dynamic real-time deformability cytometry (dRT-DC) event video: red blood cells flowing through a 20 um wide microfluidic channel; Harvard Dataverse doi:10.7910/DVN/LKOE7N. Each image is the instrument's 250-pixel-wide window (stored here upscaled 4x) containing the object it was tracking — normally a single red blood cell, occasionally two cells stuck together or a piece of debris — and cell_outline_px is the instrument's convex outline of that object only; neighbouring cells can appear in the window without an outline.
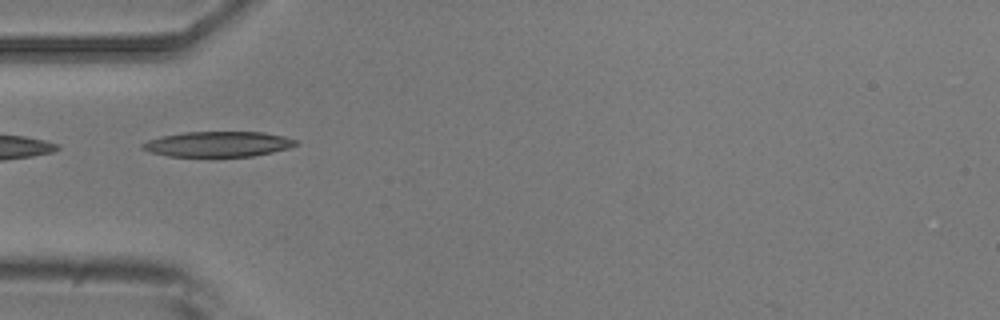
{"species": "common noctule bat (a hibernating species)", "species_latin": "Nyctalus noctula", "temperature_condition": "room temperature", "stored_images_in_passage": 15, "camera_frame_rate_fps": 3000, "um_per_image_px": 0.085, "animal": {"sex": "male", "body_mass_g": 20.5, "forearm_length_mm": 52.5}, "frame": {"image": 1, "passage_image": 5, "time_ms": 5.667, "image_size_px": [1000, 320], "cell_outline_px": [[300, 144], [288, 148], [272, 152], [252, 156], [168, 156], [148, 152], [140, 148], [140, 144], [148, 140], [160, 136], [184, 132], [264, 132], [284, 136], [296, 140]], "centroid_in_image_um": [18.5, 12.24], "position_along_channel_um": 66.5, "area_um2": 22.72}}
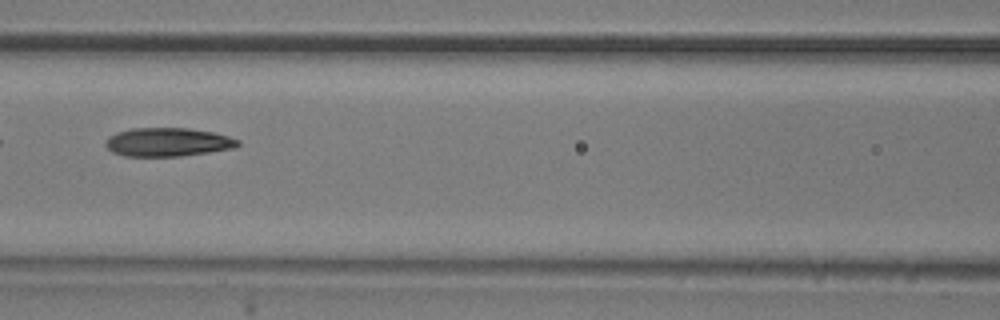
{"frame": {"image": 2, "passage_image": 7, "time_ms": 8.0, "image_size_px": [1000, 320], "cell_outline_px": [[240, 144], [236, 148], [180, 156], [124, 156], [112, 152], [104, 144], [108, 136], [116, 132], [132, 128], [188, 128], [212, 132], [228, 136], [240, 140]], "centroid_in_image_um": [14.25, 12.08], "position_along_channel_um": 152.3, "area_um2": 22.14}}
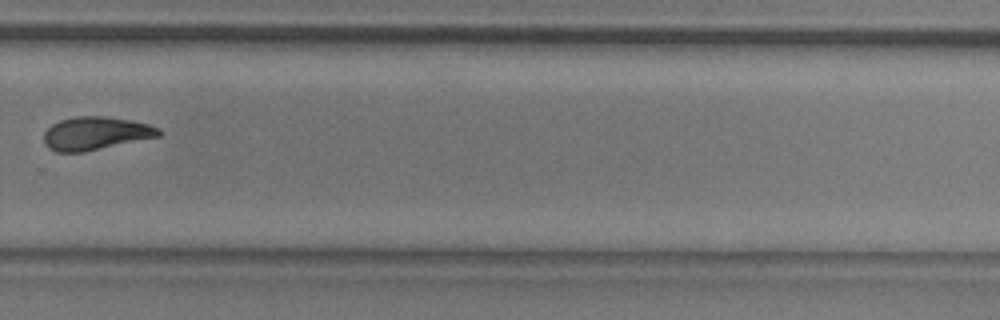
{"frame": {"image": 3, "passage_image": 11, "time_ms": 12.667, "image_size_px": [1000, 320], "cell_outline_px": [[164, 132], [160, 136], [84, 152], [56, 152], [48, 148], [44, 144], [44, 132], [52, 124], [60, 120], [76, 116], [104, 116], [132, 120], [148, 124], [160, 128]], "centroid_in_image_um": [8.14, 11.33], "position_along_channel_um": 321.7, "area_um2": 22.37}, "authors_computed_cell_mechanics": {"area_um2": 22.1374, "velocity_mm_per_s": 3.6433, "shape_relaxation_time_tau1_ms": 3.8648, "shape_relaxation_time_tau2_ms": 2.8241, "deformation_change_tau1": 0.1246, "deformation_change_tau2": 0.0928}}